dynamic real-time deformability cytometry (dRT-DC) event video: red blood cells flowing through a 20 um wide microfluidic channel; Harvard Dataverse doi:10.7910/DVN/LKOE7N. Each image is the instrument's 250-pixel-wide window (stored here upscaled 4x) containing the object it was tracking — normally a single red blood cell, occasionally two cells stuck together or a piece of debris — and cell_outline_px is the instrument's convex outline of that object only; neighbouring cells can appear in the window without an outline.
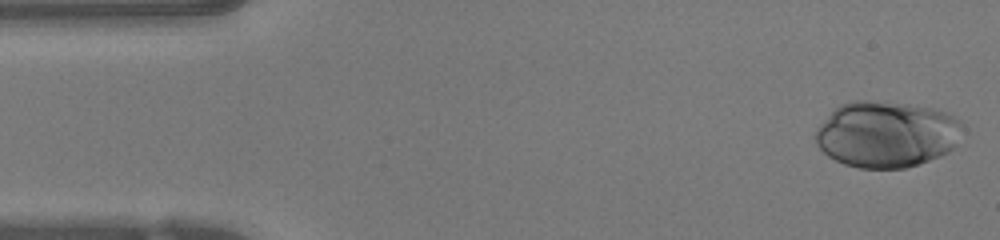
{"species": "human", "species_latin": "Homo sapiens", "temperature_condition": "warm", "stored_images_in_passage": 46, "camera_frame_rate_fps": 3000, "um_per_image_px": 0.085, "donor": {"sex": "female"}, "frame": {"image": 1, "passage_image": 1, "time_ms": 0.0, "image_size_px": [1000, 240], "cell_outline_px": [[960, 124], [952, 148], [948, 152], [928, 160], [904, 168], [860, 168], [844, 164], [828, 156], [816, 144], [816, 128], [840, 104], [852, 100], [864, 100], [908, 104], [932, 108], [948, 112], [960, 120]], "centroid_in_image_um": [75.3, 11.4], "position_along_channel_um": 9.7, "area_um2": 56.07}}
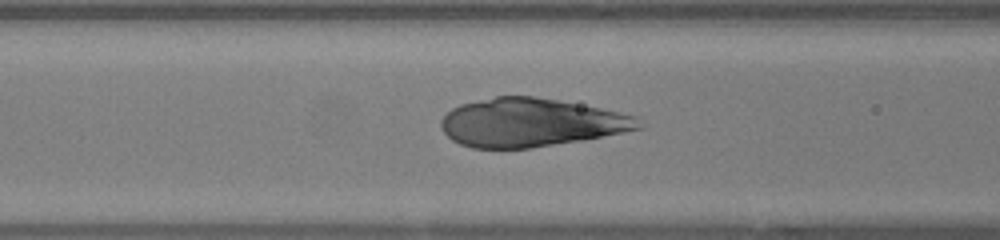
{"frame": {"image": 2, "passage_image": 17, "time_ms": 5.333, "image_size_px": [1000, 240], "cell_outline_px": [[644, 128], [584, 140], [532, 148], [472, 148], [460, 144], [452, 140], [440, 128], [440, 120], [452, 108], [460, 104], [496, 96], [532, 96], [556, 100], [636, 116], [644, 124]], "centroid_in_image_um": [45.09, 10.43], "position_along_channel_um": 121.5, "area_um2": 55.49}}
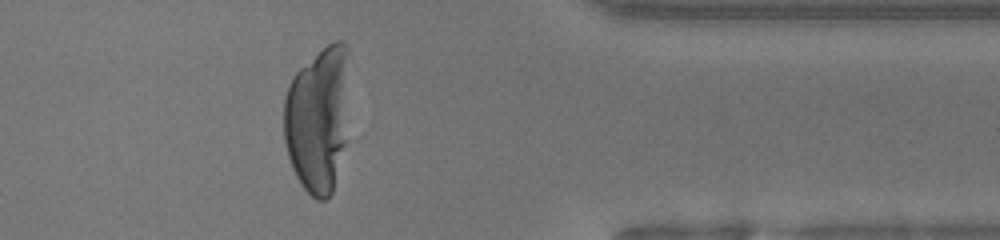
{"frame": {"image": 3, "passage_image": 37, "time_ms": 12.0, "image_size_px": [1000, 240], "cell_outline_px": [[348, 52], [344, 144], [332, 192], [328, 200], [316, 200], [300, 184], [292, 168], [288, 156], [284, 140], [284, 96], [288, 84], [292, 76], [300, 68], [328, 44], [336, 40], [344, 40], [348, 48]], "centroid_in_image_um": [26.98, 10.12], "position_along_channel_um": 384.4, "area_um2": 55.31}}